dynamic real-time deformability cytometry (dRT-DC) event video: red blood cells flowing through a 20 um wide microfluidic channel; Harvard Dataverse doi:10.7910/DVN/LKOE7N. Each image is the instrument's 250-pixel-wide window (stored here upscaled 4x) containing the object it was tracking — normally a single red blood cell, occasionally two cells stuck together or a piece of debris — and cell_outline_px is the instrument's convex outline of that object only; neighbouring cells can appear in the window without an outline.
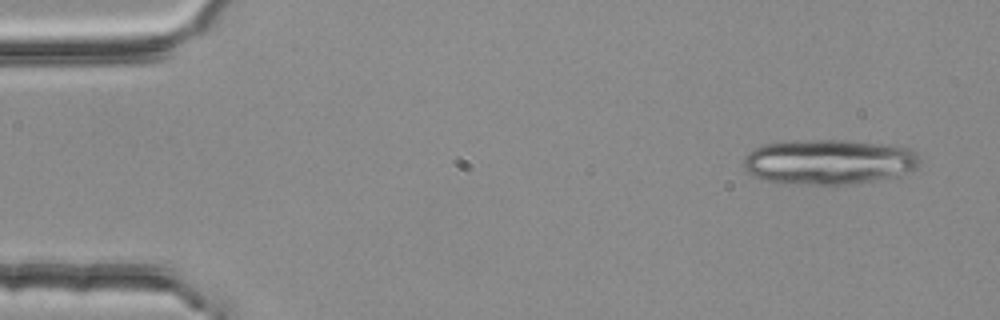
{"species": "common noctule bat (a hibernating species)", "species_latin": "Nyctalus noctula", "temperature_condition": "room temperature", "stored_images_in_passage": 4, "camera_frame_rate_fps": 3000, "um_per_image_px": 0.085, "animal": {"sex": "female", "body_mass_g": 25.1}, "frame": {"image": 1, "passage_image": 1, "time_ms": 0.0, "image_size_px": [1000, 320], "cell_outline_px": [[924, 164], [900, 180], [848, 184], [800, 184], [764, 180], [752, 176], [740, 164], [744, 156], [748, 152], [764, 144], [796, 140], [844, 140], [896, 144], [908, 148], [916, 152], [920, 156]], "centroid_in_image_um": [70.62, 13.77], "position_along_channel_um": 14.4, "area_um2": 48.21}}
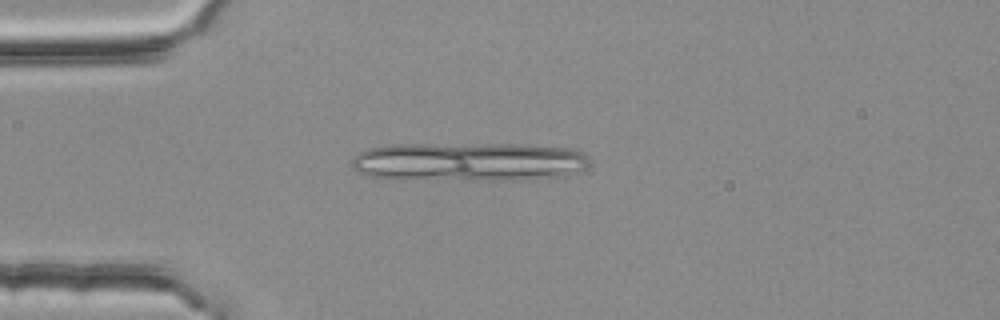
{"frame": {"image": 2, "passage_image": 3, "time_ms": 0.667, "image_size_px": [1000, 320], "cell_outline_px": [[588, 168], [564, 176], [524, 180], [392, 180], [368, 176], [352, 168], [352, 160], [360, 152], [368, 148], [392, 144], [528, 144], [572, 148], [588, 156]], "centroid_in_image_um": [39.84, 13.76], "position_along_channel_um": 45.2, "area_um2": 55.2}}